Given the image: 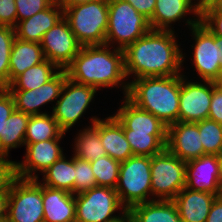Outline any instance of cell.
I'll return each instance as SVG.
<instances>
[{"instance_id":"1","label":"cell","mask_w":222,"mask_h":222,"mask_svg":"<svg viewBox=\"0 0 222 222\" xmlns=\"http://www.w3.org/2000/svg\"><path fill=\"white\" fill-rule=\"evenodd\" d=\"M126 77L134 74L143 77L179 75L184 55L170 30H150L124 50Z\"/></svg>"},{"instance_id":"2","label":"cell","mask_w":222,"mask_h":222,"mask_svg":"<svg viewBox=\"0 0 222 222\" xmlns=\"http://www.w3.org/2000/svg\"><path fill=\"white\" fill-rule=\"evenodd\" d=\"M110 45L82 46L72 62L65 68L72 81L90 85L97 90L101 87H114L126 78L124 52Z\"/></svg>"},{"instance_id":"3","label":"cell","mask_w":222,"mask_h":222,"mask_svg":"<svg viewBox=\"0 0 222 222\" xmlns=\"http://www.w3.org/2000/svg\"><path fill=\"white\" fill-rule=\"evenodd\" d=\"M124 95L169 126L179 121L180 74L143 77L125 83Z\"/></svg>"},{"instance_id":"4","label":"cell","mask_w":222,"mask_h":222,"mask_svg":"<svg viewBox=\"0 0 222 222\" xmlns=\"http://www.w3.org/2000/svg\"><path fill=\"white\" fill-rule=\"evenodd\" d=\"M63 17L82 46L103 45L108 29V0H93L63 9Z\"/></svg>"},{"instance_id":"5","label":"cell","mask_w":222,"mask_h":222,"mask_svg":"<svg viewBox=\"0 0 222 222\" xmlns=\"http://www.w3.org/2000/svg\"><path fill=\"white\" fill-rule=\"evenodd\" d=\"M115 190L126 211L145 202L151 190V157L133 155L120 163L119 178Z\"/></svg>"},{"instance_id":"6","label":"cell","mask_w":222,"mask_h":222,"mask_svg":"<svg viewBox=\"0 0 222 222\" xmlns=\"http://www.w3.org/2000/svg\"><path fill=\"white\" fill-rule=\"evenodd\" d=\"M151 30L149 20L130 3L123 0H108V29L105 44L114 41L124 50Z\"/></svg>"},{"instance_id":"7","label":"cell","mask_w":222,"mask_h":222,"mask_svg":"<svg viewBox=\"0 0 222 222\" xmlns=\"http://www.w3.org/2000/svg\"><path fill=\"white\" fill-rule=\"evenodd\" d=\"M6 222H44L42 184L15 177L8 189Z\"/></svg>"},{"instance_id":"8","label":"cell","mask_w":222,"mask_h":222,"mask_svg":"<svg viewBox=\"0 0 222 222\" xmlns=\"http://www.w3.org/2000/svg\"><path fill=\"white\" fill-rule=\"evenodd\" d=\"M186 185V162L167 148L151 157L152 195L173 200Z\"/></svg>"},{"instance_id":"9","label":"cell","mask_w":222,"mask_h":222,"mask_svg":"<svg viewBox=\"0 0 222 222\" xmlns=\"http://www.w3.org/2000/svg\"><path fill=\"white\" fill-rule=\"evenodd\" d=\"M75 222H114L121 218L113 214L118 209L126 212L115 189L96 186L75 194ZM113 215V216H112Z\"/></svg>"},{"instance_id":"10","label":"cell","mask_w":222,"mask_h":222,"mask_svg":"<svg viewBox=\"0 0 222 222\" xmlns=\"http://www.w3.org/2000/svg\"><path fill=\"white\" fill-rule=\"evenodd\" d=\"M186 23L192 28L196 42L193 47L194 68L203 81L214 82L222 66L221 45L215 42V34L200 21V18L189 19Z\"/></svg>"},{"instance_id":"11","label":"cell","mask_w":222,"mask_h":222,"mask_svg":"<svg viewBox=\"0 0 222 222\" xmlns=\"http://www.w3.org/2000/svg\"><path fill=\"white\" fill-rule=\"evenodd\" d=\"M97 89L79 84L67 78L61 91V97L53 106L52 115L59 128L66 133L89 107Z\"/></svg>"},{"instance_id":"12","label":"cell","mask_w":222,"mask_h":222,"mask_svg":"<svg viewBox=\"0 0 222 222\" xmlns=\"http://www.w3.org/2000/svg\"><path fill=\"white\" fill-rule=\"evenodd\" d=\"M40 44L45 59L60 70H65L82 47L64 17L43 35Z\"/></svg>"},{"instance_id":"13","label":"cell","mask_w":222,"mask_h":222,"mask_svg":"<svg viewBox=\"0 0 222 222\" xmlns=\"http://www.w3.org/2000/svg\"><path fill=\"white\" fill-rule=\"evenodd\" d=\"M180 75L179 121L198 122L208 118L212 99V81L185 82Z\"/></svg>"},{"instance_id":"14","label":"cell","mask_w":222,"mask_h":222,"mask_svg":"<svg viewBox=\"0 0 222 222\" xmlns=\"http://www.w3.org/2000/svg\"><path fill=\"white\" fill-rule=\"evenodd\" d=\"M186 188L222 195V173L217 155H202L186 163Z\"/></svg>"},{"instance_id":"15","label":"cell","mask_w":222,"mask_h":222,"mask_svg":"<svg viewBox=\"0 0 222 222\" xmlns=\"http://www.w3.org/2000/svg\"><path fill=\"white\" fill-rule=\"evenodd\" d=\"M61 139H50L36 143H25L26 156L23 162H15V177L38 179L35 171L44 172L64 154L59 146ZM33 172V173H32Z\"/></svg>"},{"instance_id":"16","label":"cell","mask_w":222,"mask_h":222,"mask_svg":"<svg viewBox=\"0 0 222 222\" xmlns=\"http://www.w3.org/2000/svg\"><path fill=\"white\" fill-rule=\"evenodd\" d=\"M67 78L66 71L59 69L49 81L36 89L9 90L14 98L16 110L29 115L46 114L39 112V107L60 97Z\"/></svg>"},{"instance_id":"17","label":"cell","mask_w":222,"mask_h":222,"mask_svg":"<svg viewBox=\"0 0 222 222\" xmlns=\"http://www.w3.org/2000/svg\"><path fill=\"white\" fill-rule=\"evenodd\" d=\"M166 148L186 163L204 153L198 125L194 122H176L168 126Z\"/></svg>"},{"instance_id":"18","label":"cell","mask_w":222,"mask_h":222,"mask_svg":"<svg viewBox=\"0 0 222 222\" xmlns=\"http://www.w3.org/2000/svg\"><path fill=\"white\" fill-rule=\"evenodd\" d=\"M124 98V105L114 115L123 126V130H132V133L167 135V125L150 112L136 106L126 96Z\"/></svg>"},{"instance_id":"19","label":"cell","mask_w":222,"mask_h":222,"mask_svg":"<svg viewBox=\"0 0 222 222\" xmlns=\"http://www.w3.org/2000/svg\"><path fill=\"white\" fill-rule=\"evenodd\" d=\"M63 18V8L53 2L48 8L30 18L17 22L15 36L24 41L41 43L43 35Z\"/></svg>"},{"instance_id":"20","label":"cell","mask_w":222,"mask_h":222,"mask_svg":"<svg viewBox=\"0 0 222 222\" xmlns=\"http://www.w3.org/2000/svg\"><path fill=\"white\" fill-rule=\"evenodd\" d=\"M217 195L184 187L173 199L182 222H206Z\"/></svg>"},{"instance_id":"21","label":"cell","mask_w":222,"mask_h":222,"mask_svg":"<svg viewBox=\"0 0 222 222\" xmlns=\"http://www.w3.org/2000/svg\"><path fill=\"white\" fill-rule=\"evenodd\" d=\"M44 222H75V195L42 185Z\"/></svg>"},{"instance_id":"22","label":"cell","mask_w":222,"mask_h":222,"mask_svg":"<svg viewBox=\"0 0 222 222\" xmlns=\"http://www.w3.org/2000/svg\"><path fill=\"white\" fill-rule=\"evenodd\" d=\"M99 135L107 155L111 158L121 163L133 156L123 126L114 115L105 120L99 118Z\"/></svg>"},{"instance_id":"23","label":"cell","mask_w":222,"mask_h":222,"mask_svg":"<svg viewBox=\"0 0 222 222\" xmlns=\"http://www.w3.org/2000/svg\"><path fill=\"white\" fill-rule=\"evenodd\" d=\"M192 13L201 18L200 3L193 4L192 0H156L154 14L149 20L152 30H170L169 24L176 22Z\"/></svg>"},{"instance_id":"24","label":"cell","mask_w":222,"mask_h":222,"mask_svg":"<svg viewBox=\"0 0 222 222\" xmlns=\"http://www.w3.org/2000/svg\"><path fill=\"white\" fill-rule=\"evenodd\" d=\"M45 60L40 43L15 38L9 60V84L25 70Z\"/></svg>"},{"instance_id":"25","label":"cell","mask_w":222,"mask_h":222,"mask_svg":"<svg viewBox=\"0 0 222 222\" xmlns=\"http://www.w3.org/2000/svg\"><path fill=\"white\" fill-rule=\"evenodd\" d=\"M133 222H182L173 200H157L133 206L129 211Z\"/></svg>"},{"instance_id":"26","label":"cell","mask_w":222,"mask_h":222,"mask_svg":"<svg viewBox=\"0 0 222 222\" xmlns=\"http://www.w3.org/2000/svg\"><path fill=\"white\" fill-rule=\"evenodd\" d=\"M30 115L14 110L4 122L0 136V157H8L9 149L25 145V134Z\"/></svg>"},{"instance_id":"27","label":"cell","mask_w":222,"mask_h":222,"mask_svg":"<svg viewBox=\"0 0 222 222\" xmlns=\"http://www.w3.org/2000/svg\"><path fill=\"white\" fill-rule=\"evenodd\" d=\"M91 127L84 129L75 138L74 156L89 162L107 155L99 135V119L92 117Z\"/></svg>"},{"instance_id":"28","label":"cell","mask_w":222,"mask_h":222,"mask_svg":"<svg viewBox=\"0 0 222 222\" xmlns=\"http://www.w3.org/2000/svg\"><path fill=\"white\" fill-rule=\"evenodd\" d=\"M42 185L74 194L75 156L67 160L63 155L43 172Z\"/></svg>"},{"instance_id":"29","label":"cell","mask_w":222,"mask_h":222,"mask_svg":"<svg viewBox=\"0 0 222 222\" xmlns=\"http://www.w3.org/2000/svg\"><path fill=\"white\" fill-rule=\"evenodd\" d=\"M59 68L52 62L45 59L43 62L25 70L16 77L6 88L8 90H33L47 81L56 73L54 70Z\"/></svg>"},{"instance_id":"30","label":"cell","mask_w":222,"mask_h":222,"mask_svg":"<svg viewBox=\"0 0 222 222\" xmlns=\"http://www.w3.org/2000/svg\"><path fill=\"white\" fill-rule=\"evenodd\" d=\"M65 133L59 128L53 115H30L25 134V143L61 139Z\"/></svg>"},{"instance_id":"31","label":"cell","mask_w":222,"mask_h":222,"mask_svg":"<svg viewBox=\"0 0 222 222\" xmlns=\"http://www.w3.org/2000/svg\"><path fill=\"white\" fill-rule=\"evenodd\" d=\"M124 135L133 155L152 157L166 148L167 135L132 133V130H124Z\"/></svg>"},{"instance_id":"32","label":"cell","mask_w":222,"mask_h":222,"mask_svg":"<svg viewBox=\"0 0 222 222\" xmlns=\"http://www.w3.org/2000/svg\"><path fill=\"white\" fill-rule=\"evenodd\" d=\"M90 165L95 175L97 186L115 189L119 178L120 162L106 155L91 161Z\"/></svg>"},{"instance_id":"33","label":"cell","mask_w":222,"mask_h":222,"mask_svg":"<svg viewBox=\"0 0 222 222\" xmlns=\"http://www.w3.org/2000/svg\"><path fill=\"white\" fill-rule=\"evenodd\" d=\"M195 123L198 125L204 153L218 155L222 150V124L209 118Z\"/></svg>"},{"instance_id":"34","label":"cell","mask_w":222,"mask_h":222,"mask_svg":"<svg viewBox=\"0 0 222 222\" xmlns=\"http://www.w3.org/2000/svg\"><path fill=\"white\" fill-rule=\"evenodd\" d=\"M15 38L13 27L0 25V88H6L9 85V60Z\"/></svg>"},{"instance_id":"35","label":"cell","mask_w":222,"mask_h":222,"mask_svg":"<svg viewBox=\"0 0 222 222\" xmlns=\"http://www.w3.org/2000/svg\"><path fill=\"white\" fill-rule=\"evenodd\" d=\"M97 186V181L90 162L75 156L74 195L85 192Z\"/></svg>"},{"instance_id":"36","label":"cell","mask_w":222,"mask_h":222,"mask_svg":"<svg viewBox=\"0 0 222 222\" xmlns=\"http://www.w3.org/2000/svg\"><path fill=\"white\" fill-rule=\"evenodd\" d=\"M201 6L200 21L215 35L222 37V10L213 3Z\"/></svg>"},{"instance_id":"37","label":"cell","mask_w":222,"mask_h":222,"mask_svg":"<svg viewBox=\"0 0 222 222\" xmlns=\"http://www.w3.org/2000/svg\"><path fill=\"white\" fill-rule=\"evenodd\" d=\"M17 10V22L32 17L38 12L48 8L52 0H15Z\"/></svg>"},{"instance_id":"38","label":"cell","mask_w":222,"mask_h":222,"mask_svg":"<svg viewBox=\"0 0 222 222\" xmlns=\"http://www.w3.org/2000/svg\"><path fill=\"white\" fill-rule=\"evenodd\" d=\"M15 102L7 88H0V136L3 134L4 122L15 110Z\"/></svg>"},{"instance_id":"39","label":"cell","mask_w":222,"mask_h":222,"mask_svg":"<svg viewBox=\"0 0 222 222\" xmlns=\"http://www.w3.org/2000/svg\"><path fill=\"white\" fill-rule=\"evenodd\" d=\"M17 10L15 0H0V25L15 27Z\"/></svg>"},{"instance_id":"40","label":"cell","mask_w":222,"mask_h":222,"mask_svg":"<svg viewBox=\"0 0 222 222\" xmlns=\"http://www.w3.org/2000/svg\"><path fill=\"white\" fill-rule=\"evenodd\" d=\"M208 118L222 124V88L212 81V99Z\"/></svg>"},{"instance_id":"41","label":"cell","mask_w":222,"mask_h":222,"mask_svg":"<svg viewBox=\"0 0 222 222\" xmlns=\"http://www.w3.org/2000/svg\"><path fill=\"white\" fill-rule=\"evenodd\" d=\"M130 3L141 15L146 17L148 20L154 14L156 0H123Z\"/></svg>"},{"instance_id":"42","label":"cell","mask_w":222,"mask_h":222,"mask_svg":"<svg viewBox=\"0 0 222 222\" xmlns=\"http://www.w3.org/2000/svg\"><path fill=\"white\" fill-rule=\"evenodd\" d=\"M206 222H222V195L213 201Z\"/></svg>"},{"instance_id":"43","label":"cell","mask_w":222,"mask_h":222,"mask_svg":"<svg viewBox=\"0 0 222 222\" xmlns=\"http://www.w3.org/2000/svg\"><path fill=\"white\" fill-rule=\"evenodd\" d=\"M8 191L0 194V222H6L7 219Z\"/></svg>"},{"instance_id":"44","label":"cell","mask_w":222,"mask_h":222,"mask_svg":"<svg viewBox=\"0 0 222 222\" xmlns=\"http://www.w3.org/2000/svg\"><path fill=\"white\" fill-rule=\"evenodd\" d=\"M89 1H93V0H61L59 2V4L63 9H67L68 7L76 6V5L83 4V3H87Z\"/></svg>"},{"instance_id":"45","label":"cell","mask_w":222,"mask_h":222,"mask_svg":"<svg viewBox=\"0 0 222 222\" xmlns=\"http://www.w3.org/2000/svg\"><path fill=\"white\" fill-rule=\"evenodd\" d=\"M114 222H133L131 215L129 214L128 211L126 212H122V216L121 218H119L118 220L114 221Z\"/></svg>"},{"instance_id":"46","label":"cell","mask_w":222,"mask_h":222,"mask_svg":"<svg viewBox=\"0 0 222 222\" xmlns=\"http://www.w3.org/2000/svg\"><path fill=\"white\" fill-rule=\"evenodd\" d=\"M214 84L219 87V88H222V66L220 68V71H219V75L218 77L215 79L214 81Z\"/></svg>"},{"instance_id":"47","label":"cell","mask_w":222,"mask_h":222,"mask_svg":"<svg viewBox=\"0 0 222 222\" xmlns=\"http://www.w3.org/2000/svg\"><path fill=\"white\" fill-rule=\"evenodd\" d=\"M215 0H198L200 5H209L212 4Z\"/></svg>"},{"instance_id":"48","label":"cell","mask_w":222,"mask_h":222,"mask_svg":"<svg viewBox=\"0 0 222 222\" xmlns=\"http://www.w3.org/2000/svg\"><path fill=\"white\" fill-rule=\"evenodd\" d=\"M213 4L220 10H222V0H215Z\"/></svg>"},{"instance_id":"49","label":"cell","mask_w":222,"mask_h":222,"mask_svg":"<svg viewBox=\"0 0 222 222\" xmlns=\"http://www.w3.org/2000/svg\"><path fill=\"white\" fill-rule=\"evenodd\" d=\"M217 158H218L220 169H221V173H222V150L217 155Z\"/></svg>"},{"instance_id":"50","label":"cell","mask_w":222,"mask_h":222,"mask_svg":"<svg viewBox=\"0 0 222 222\" xmlns=\"http://www.w3.org/2000/svg\"><path fill=\"white\" fill-rule=\"evenodd\" d=\"M215 42L220 46L222 50V37L215 35Z\"/></svg>"},{"instance_id":"51","label":"cell","mask_w":222,"mask_h":222,"mask_svg":"<svg viewBox=\"0 0 222 222\" xmlns=\"http://www.w3.org/2000/svg\"><path fill=\"white\" fill-rule=\"evenodd\" d=\"M55 3H59L61 0H52Z\"/></svg>"}]
</instances>
